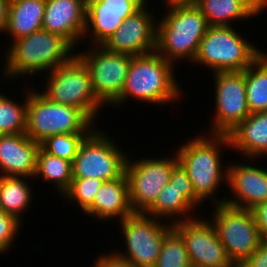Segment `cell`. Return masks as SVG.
<instances>
[{
    "mask_svg": "<svg viewBox=\"0 0 267 267\" xmlns=\"http://www.w3.org/2000/svg\"><path fill=\"white\" fill-rule=\"evenodd\" d=\"M40 147L26 133L0 134V175L33 178Z\"/></svg>",
    "mask_w": 267,
    "mask_h": 267,
    "instance_id": "obj_20",
    "label": "cell"
},
{
    "mask_svg": "<svg viewBox=\"0 0 267 267\" xmlns=\"http://www.w3.org/2000/svg\"><path fill=\"white\" fill-rule=\"evenodd\" d=\"M263 240H267V201L251 209Z\"/></svg>",
    "mask_w": 267,
    "mask_h": 267,
    "instance_id": "obj_35",
    "label": "cell"
},
{
    "mask_svg": "<svg viewBox=\"0 0 267 267\" xmlns=\"http://www.w3.org/2000/svg\"><path fill=\"white\" fill-rule=\"evenodd\" d=\"M236 30L234 25L209 26L193 62L212 73L244 71L264 51Z\"/></svg>",
    "mask_w": 267,
    "mask_h": 267,
    "instance_id": "obj_7",
    "label": "cell"
},
{
    "mask_svg": "<svg viewBox=\"0 0 267 267\" xmlns=\"http://www.w3.org/2000/svg\"><path fill=\"white\" fill-rule=\"evenodd\" d=\"M87 6L81 0H46L42 29L65 38L74 48L83 41Z\"/></svg>",
    "mask_w": 267,
    "mask_h": 267,
    "instance_id": "obj_19",
    "label": "cell"
},
{
    "mask_svg": "<svg viewBox=\"0 0 267 267\" xmlns=\"http://www.w3.org/2000/svg\"><path fill=\"white\" fill-rule=\"evenodd\" d=\"M215 111L208 131L210 134L227 135L245 120L250 111L246 98L245 70L215 72Z\"/></svg>",
    "mask_w": 267,
    "mask_h": 267,
    "instance_id": "obj_13",
    "label": "cell"
},
{
    "mask_svg": "<svg viewBox=\"0 0 267 267\" xmlns=\"http://www.w3.org/2000/svg\"><path fill=\"white\" fill-rule=\"evenodd\" d=\"M99 178H73L69 189L62 197L70 203H77L80 210L84 213L92 204L95 196L103 184Z\"/></svg>",
    "mask_w": 267,
    "mask_h": 267,
    "instance_id": "obj_30",
    "label": "cell"
},
{
    "mask_svg": "<svg viewBox=\"0 0 267 267\" xmlns=\"http://www.w3.org/2000/svg\"><path fill=\"white\" fill-rule=\"evenodd\" d=\"M43 177L52 187L63 195L70 187L73 179L72 162L47 153L40 147L37 154L36 171L33 177ZM53 183V184H52Z\"/></svg>",
    "mask_w": 267,
    "mask_h": 267,
    "instance_id": "obj_26",
    "label": "cell"
},
{
    "mask_svg": "<svg viewBox=\"0 0 267 267\" xmlns=\"http://www.w3.org/2000/svg\"><path fill=\"white\" fill-rule=\"evenodd\" d=\"M203 132L195 138H188L185 144L176 149L175 154L198 198L202 202L211 199L213 205L224 204L225 199H219L215 194L221 185H227L228 165H222V150L226 147V150L231 149L230 141L228 135Z\"/></svg>",
    "mask_w": 267,
    "mask_h": 267,
    "instance_id": "obj_1",
    "label": "cell"
},
{
    "mask_svg": "<svg viewBox=\"0 0 267 267\" xmlns=\"http://www.w3.org/2000/svg\"><path fill=\"white\" fill-rule=\"evenodd\" d=\"M5 94L0 92V134L26 133L28 91H25L23 103Z\"/></svg>",
    "mask_w": 267,
    "mask_h": 267,
    "instance_id": "obj_28",
    "label": "cell"
},
{
    "mask_svg": "<svg viewBox=\"0 0 267 267\" xmlns=\"http://www.w3.org/2000/svg\"><path fill=\"white\" fill-rule=\"evenodd\" d=\"M86 6H88L90 3L96 1V0H81Z\"/></svg>",
    "mask_w": 267,
    "mask_h": 267,
    "instance_id": "obj_39",
    "label": "cell"
},
{
    "mask_svg": "<svg viewBox=\"0 0 267 267\" xmlns=\"http://www.w3.org/2000/svg\"><path fill=\"white\" fill-rule=\"evenodd\" d=\"M245 87L250 113L267 111V54L265 52L245 69Z\"/></svg>",
    "mask_w": 267,
    "mask_h": 267,
    "instance_id": "obj_27",
    "label": "cell"
},
{
    "mask_svg": "<svg viewBox=\"0 0 267 267\" xmlns=\"http://www.w3.org/2000/svg\"><path fill=\"white\" fill-rule=\"evenodd\" d=\"M11 0H0V34L5 33L8 20Z\"/></svg>",
    "mask_w": 267,
    "mask_h": 267,
    "instance_id": "obj_36",
    "label": "cell"
},
{
    "mask_svg": "<svg viewBox=\"0 0 267 267\" xmlns=\"http://www.w3.org/2000/svg\"><path fill=\"white\" fill-rule=\"evenodd\" d=\"M154 267H192L184 240L174 228L165 235Z\"/></svg>",
    "mask_w": 267,
    "mask_h": 267,
    "instance_id": "obj_29",
    "label": "cell"
},
{
    "mask_svg": "<svg viewBox=\"0 0 267 267\" xmlns=\"http://www.w3.org/2000/svg\"><path fill=\"white\" fill-rule=\"evenodd\" d=\"M96 220L112 221L124 218L133 214L129 201L128 181L125 173L112 181H104L98 190L93 204L84 212ZM114 218V219H113Z\"/></svg>",
    "mask_w": 267,
    "mask_h": 267,
    "instance_id": "obj_21",
    "label": "cell"
},
{
    "mask_svg": "<svg viewBox=\"0 0 267 267\" xmlns=\"http://www.w3.org/2000/svg\"><path fill=\"white\" fill-rule=\"evenodd\" d=\"M27 90L26 135L35 142L57 134H89L96 127L81 109L50 101L34 88Z\"/></svg>",
    "mask_w": 267,
    "mask_h": 267,
    "instance_id": "obj_5",
    "label": "cell"
},
{
    "mask_svg": "<svg viewBox=\"0 0 267 267\" xmlns=\"http://www.w3.org/2000/svg\"><path fill=\"white\" fill-rule=\"evenodd\" d=\"M192 2L205 16L209 26H232L234 20H247L259 16L252 0H193Z\"/></svg>",
    "mask_w": 267,
    "mask_h": 267,
    "instance_id": "obj_24",
    "label": "cell"
},
{
    "mask_svg": "<svg viewBox=\"0 0 267 267\" xmlns=\"http://www.w3.org/2000/svg\"><path fill=\"white\" fill-rule=\"evenodd\" d=\"M210 219L231 262L238 267L263 240L253 213L227 204H216Z\"/></svg>",
    "mask_w": 267,
    "mask_h": 267,
    "instance_id": "obj_9",
    "label": "cell"
},
{
    "mask_svg": "<svg viewBox=\"0 0 267 267\" xmlns=\"http://www.w3.org/2000/svg\"><path fill=\"white\" fill-rule=\"evenodd\" d=\"M202 203L193 190L189 176L178 163L171 172L169 183L145 214L174 224L197 217L192 212L199 209V205L202 207Z\"/></svg>",
    "mask_w": 267,
    "mask_h": 267,
    "instance_id": "obj_16",
    "label": "cell"
},
{
    "mask_svg": "<svg viewBox=\"0 0 267 267\" xmlns=\"http://www.w3.org/2000/svg\"><path fill=\"white\" fill-rule=\"evenodd\" d=\"M173 63L156 51L133 56L121 95L111 104L117 108L130 98L153 105H165L180 100L182 86L175 76Z\"/></svg>",
    "mask_w": 267,
    "mask_h": 267,
    "instance_id": "obj_4",
    "label": "cell"
},
{
    "mask_svg": "<svg viewBox=\"0 0 267 267\" xmlns=\"http://www.w3.org/2000/svg\"><path fill=\"white\" fill-rule=\"evenodd\" d=\"M45 76L46 84L39 91L48 100L79 108L97 123L98 113L105 105L96 97L90 71L77 54Z\"/></svg>",
    "mask_w": 267,
    "mask_h": 267,
    "instance_id": "obj_6",
    "label": "cell"
},
{
    "mask_svg": "<svg viewBox=\"0 0 267 267\" xmlns=\"http://www.w3.org/2000/svg\"><path fill=\"white\" fill-rule=\"evenodd\" d=\"M252 2L258 15L267 8V0H252Z\"/></svg>",
    "mask_w": 267,
    "mask_h": 267,
    "instance_id": "obj_37",
    "label": "cell"
},
{
    "mask_svg": "<svg viewBox=\"0 0 267 267\" xmlns=\"http://www.w3.org/2000/svg\"><path fill=\"white\" fill-rule=\"evenodd\" d=\"M148 0H96L87 6L86 30L83 37L89 45H103L123 21L138 11Z\"/></svg>",
    "mask_w": 267,
    "mask_h": 267,
    "instance_id": "obj_17",
    "label": "cell"
},
{
    "mask_svg": "<svg viewBox=\"0 0 267 267\" xmlns=\"http://www.w3.org/2000/svg\"><path fill=\"white\" fill-rule=\"evenodd\" d=\"M250 164V165H249ZM227 187L232 194L225 196V204L251 210L267 201V169L262 165L243 162L228 165ZM234 196V197H233Z\"/></svg>",
    "mask_w": 267,
    "mask_h": 267,
    "instance_id": "obj_18",
    "label": "cell"
},
{
    "mask_svg": "<svg viewBox=\"0 0 267 267\" xmlns=\"http://www.w3.org/2000/svg\"><path fill=\"white\" fill-rule=\"evenodd\" d=\"M182 236L192 267H236L211 220L194 217L173 224Z\"/></svg>",
    "mask_w": 267,
    "mask_h": 267,
    "instance_id": "obj_14",
    "label": "cell"
},
{
    "mask_svg": "<svg viewBox=\"0 0 267 267\" xmlns=\"http://www.w3.org/2000/svg\"><path fill=\"white\" fill-rule=\"evenodd\" d=\"M33 178L24 176H1L0 209L23 221L22 214L31 207L33 188L27 180ZM32 188V189H31Z\"/></svg>",
    "mask_w": 267,
    "mask_h": 267,
    "instance_id": "obj_25",
    "label": "cell"
},
{
    "mask_svg": "<svg viewBox=\"0 0 267 267\" xmlns=\"http://www.w3.org/2000/svg\"><path fill=\"white\" fill-rule=\"evenodd\" d=\"M238 267H267V240H262L258 248Z\"/></svg>",
    "mask_w": 267,
    "mask_h": 267,
    "instance_id": "obj_33",
    "label": "cell"
},
{
    "mask_svg": "<svg viewBox=\"0 0 267 267\" xmlns=\"http://www.w3.org/2000/svg\"><path fill=\"white\" fill-rule=\"evenodd\" d=\"M45 6L46 0H11L8 25L3 34L10 35L9 44L42 29Z\"/></svg>",
    "mask_w": 267,
    "mask_h": 267,
    "instance_id": "obj_23",
    "label": "cell"
},
{
    "mask_svg": "<svg viewBox=\"0 0 267 267\" xmlns=\"http://www.w3.org/2000/svg\"><path fill=\"white\" fill-rule=\"evenodd\" d=\"M5 48L2 71L7 80L47 74L76 54L65 38L43 29L15 40Z\"/></svg>",
    "mask_w": 267,
    "mask_h": 267,
    "instance_id": "obj_3",
    "label": "cell"
},
{
    "mask_svg": "<svg viewBox=\"0 0 267 267\" xmlns=\"http://www.w3.org/2000/svg\"><path fill=\"white\" fill-rule=\"evenodd\" d=\"M164 5L167 11L157 21L155 51L174 65L185 59L193 62L209 27L207 19L192 1Z\"/></svg>",
    "mask_w": 267,
    "mask_h": 267,
    "instance_id": "obj_2",
    "label": "cell"
},
{
    "mask_svg": "<svg viewBox=\"0 0 267 267\" xmlns=\"http://www.w3.org/2000/svg\"><path fill=\"white\" fill-rule=\"evenodd\" d=\"M227 135L230 148L235 149L236 152H241L244 159L254 162L257 158H266L267 111L250 113Z\"/></svg>",
    "mask_w": 267,
    "mask_h": 267,
    "instance_id": "obj_22",
    "label": "cell"
},
{
    "mask_svg": "<svg viewBox=\"0 0 267 267\" xmlns=\"http://www.w3.org/2000/svg\"><path fill=\"white\" fill-rule=\"evenodd\" d=\"M88 134H57L48 137L41 147L49 154L73 162L81 142Z\"/></svg>",
    "mask_w": 267,
    "mask_h": 267,
    "instance_id": "obj_31",
    "label": "cell"
},
{
    "mask_svg": "<svg viewBox=\"0 0 267 267\" xmlns=\"http://www.w3.org/2000/svg\"><path fill=\"white\" fill-rule=\"evenodd\" d=\"M185 1H193V0H162L161 2L169 3V2H185Z\"/></svg>",
    "mask_w": 267,
    "mask_h": 267,
    "instance_id": "obj_38",
    "label": "cell"
},
{
    "mask_svg": "<svg viewBox=\"0 0 267 267\" xmlns=\"http://www.w3.org/2000/svg\"><path fill=\"white\" fill-rule=\"evenodd\" d=\"M22 225V221L0 209V254L11 250Z\"/></svg>",
    "mask_w": 267,
    "mask_h": 267,
    "instance_id": "obj_32",
    "label": "cell"
},
{
    "mask_svg": "<svg viewBox=\"0 0 267 267\" xmlns=\"http://www.w3.org/2000/svg\"><path fill=\"white\" fill-rule=\"evenodd\" d=\"M76 54L90 71L96 97L105 107L110 106L121 95L133 56L109 51L103 45H92Z\"/></svg>",
    "mask_w": 267,
    "mask_h": 267,
    "instance_id": "obj_12",
    "label": "cell"
},
{
    "mask_svg": "<svg viewBox=\"0 0 267 267\" xmlns=\"http://www.w3.org/2000/svg\"><path fill=\"white\" fill-rule=\"evenodd\" d=\"M109 135L96 126L84 138L72 162L73 178L112 181L125 173L128 154Z\"/></svg>",
    "mask_w": 267,
    "mask_h": 267,
    "instance_id": "obj_8",
    "label": "cell"
},
{
    "mask_svg": "<svg viewBox=\"0 0 267 267\" xmlns=\"http://www.w3.org/2000/svg\"><path fill=\"white\" fill-rule=\"evenodd\" d=\"M94 263L92 267H134L128 260L118 256L114 250L108 254L102 253Z\"/></svg>",
    "mask_w": 267,
    "mask_h": 267,
    "instance_id": "obj_34",
    "label": "cell"
},
{
    "mask_svg": "<svg viewBox=\"0 0 267 267\" xmlns=\"http://www.w3.org/2000/svg\"><path fill=\"white\" fill-rule=\"evenodd\" d=\"M119 222L126 250L114 252L134 267H154L164 237L173 228V224L145 213H133Z\"/></svg>",
    "mask_w": 267,
    "mask_h": 267,
    "instance_id": "obj_11",
    "label": "cell"
},
{
    "mask_svg": "<svg viewBox=\"0 0 267 267\" xmlns=\"http://www.w3.org/2000/svg\"><path fill=\"white\" fill-rule=\"evenodd\" d=\"M148 0L138 11L127 17L103 46L112 52L142 56L155 51L157 21Z\"/></svg>",
    "mask_w": 267,
    "mask_h": 267,
    "instance_id": "obj_15",
    "label": "cell"
},
{
    "mask_svg": "<svg viewBox=\"0 0 267 267\" xmlns=\"http://www.w3.org/2000/svg\"><path fill=\"white\" fill-rule=\"evenodd\" d=\"M166 157H141L138 158L140 160H132L135 158L128 156L125 175L133 213H146L154 205L165 185L169 183L171 172L178 164V159L175 153L171 157Z\"/></svg>",
    "mask_w": 267,
    "mask_h": 267,
    "instance_id": "obj_10",
    "label": "cell"
},
{
    "mask_svg": "<svg viewBox=\"0 0 267 267\" xmlns=\"http://www.w3.org/2000/svg\"><path fill=\"white\" fill-rule=\"evenodd\" d=\"M0 199H1V175H0Z\"/></svg>",
    "mask_w": 267,
    "mask_h": 267,
    "instance_id": "obj_40",
    "label": "cell"
}]
</instances>
